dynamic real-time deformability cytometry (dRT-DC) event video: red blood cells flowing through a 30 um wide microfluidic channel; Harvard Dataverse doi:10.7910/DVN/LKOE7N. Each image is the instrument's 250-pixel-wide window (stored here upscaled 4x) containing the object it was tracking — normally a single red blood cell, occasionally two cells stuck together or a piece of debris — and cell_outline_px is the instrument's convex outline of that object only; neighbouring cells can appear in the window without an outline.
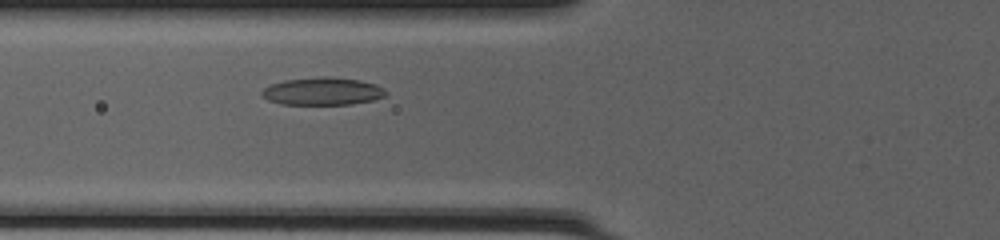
{"species": "common noctule bat (a hibernating species)", "species_latin": "Nyctalus noctula", "temperature_condition": "cold", "stored_images_in_passage": 38, "camera_frame_rate_fps": 3000, "um_per_image_px": 0.085, "animal": {"sex": "female", "body_mass_g": 20.0, "forearm_length_mm": 54.0}, "frame": {"image": 1, "passage_image": 8, "time_ms": 2.333, "image_size_px": [1000, 240], "cell_outline_px": [[388, 92], [384, 96], [372, 100], [352, 104], [280, 104], [268, 100], [260, 92], [264, 88], [272, 84], [284, 80], [320, 76], [328, 76], [360, 80], [376, 84], [384, 88]], "centroid_in_image_um": [27.43, 7.75], "position_along_channel_um": 98.4, "area_um2": 20.0}}
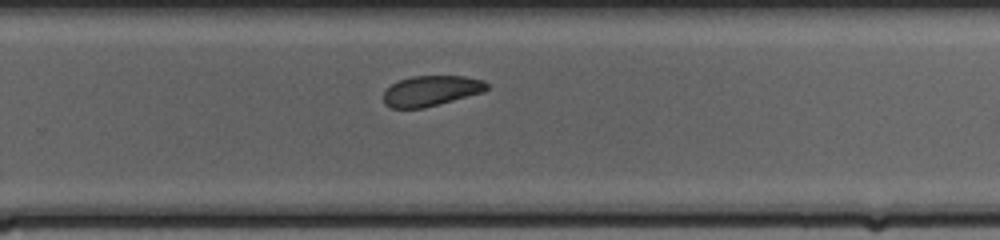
{"frame": {"image": 2, "passage_image": 22, "time_ms": 7.0, "image_size_px": [1000, 240], "cell_outline_px": [[488, 88], [484, 92], [424, 108], [392, 108], [384, 104], [384, 92], [392, 84], [400, 80], [412, 76], [464, 76], [484, 80], [488, 84]], "centroid_in_image_um": [36.66, 7.72], "position_along_channel_um": 293.1, "area_um2": 18.26}}
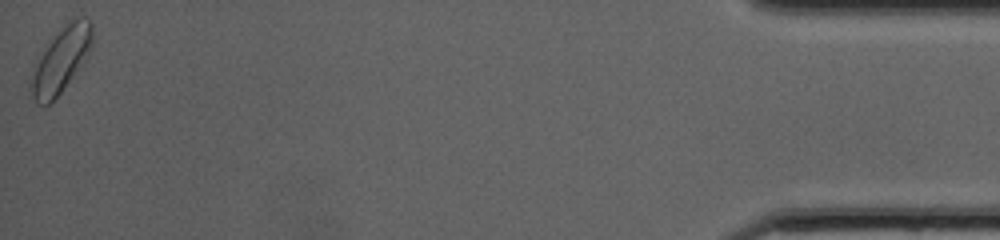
{"frame": {"image": 3, "passage_image": 38, "time_ms": 12.333, "image_size_px": [1000, 240], "cell_outline_px": [[92, 44], [88, 56], [60, 92], [48, 104], [40, 104], [36, 100], [28, 88], [28, 80], [36, 56], [44, 44], [52, 36], [72, 20], [80, 16], [88, 20], [92, 24]], "centroid_in_image_um": [5.11, 5.08], "position_along_channel_um": 430.1, "area_um2": 23.41}, "authors_computed_cell_mechanics": {"area_um2": 19.4786, "velocity_mm_per_s": 4.1795, "shape_relaxation_time_tau1_ms": 3.9073, "shape_relaxation_time_tau2_ms": 6.7811, "deformation_change_tau1": 0.0939, "deformation_change_tau2": 0.1226}}